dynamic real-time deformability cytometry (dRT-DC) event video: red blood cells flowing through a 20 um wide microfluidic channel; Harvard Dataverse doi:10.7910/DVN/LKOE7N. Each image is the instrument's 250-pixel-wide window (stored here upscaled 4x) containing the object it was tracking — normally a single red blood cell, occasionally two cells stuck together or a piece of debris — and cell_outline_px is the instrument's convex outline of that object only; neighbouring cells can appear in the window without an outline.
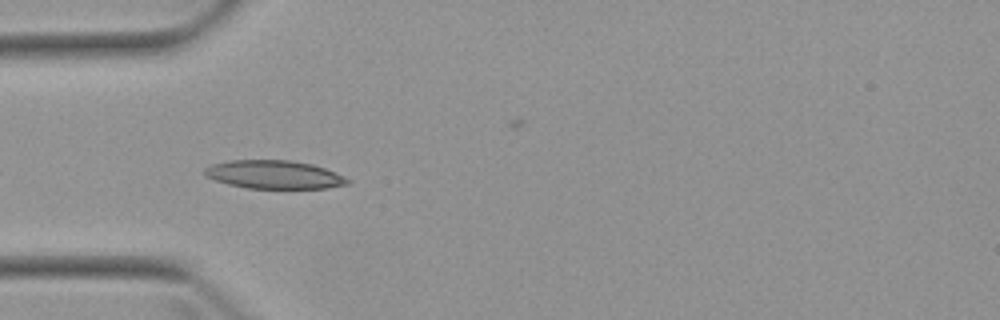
{"species": "Egyptian fruit bat (a non-hibernating species)", "species_latin": "Rousettus aegyptiacus", "temperature_condition": "warm", "stored_images_in_passage": 5, "camera_frame_rate_fps": 3000, "um_per_image_px": 0.085, "animal": {"sex": "female"}, "frame": {"image": 1, "passage_image": 4, "time_ms": 3.667, "image_size_px": [1000, 320], "cell_outline_px": [[352, 180], [348, 184], [324, 188], [248, 188], [228, 184], [204, 176], [204, 168], [212, 164], [228, 160], [288, 160], [312, 164], [324, 168], [344, 176]], "centroid_in_image_um": [23.28, 14.83], "position_along_channel_um": 61.7, "area_um2": 23.52}}
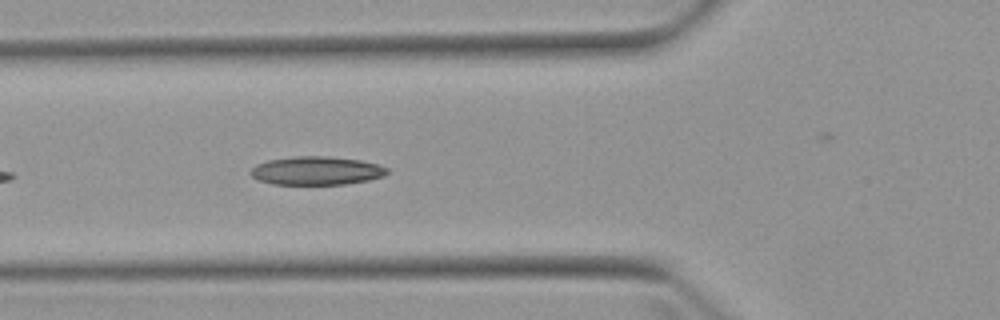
{"frame": {"image": 2, "passage_image": 5, "time_ms": 4.667, "image_size_px": [1000, 320], "cell_outline_px": [[392, 172], [384, 176], [368, 180], [344, 184], [272, 184], [260, 180], [252, 176], [248, 172], [256, 164], [268, 160], [292, 156], [328, 156], [360, 160], [380, 164], [388, 168]], "centroid_in_image_um": [26.94, 14.5], "position_along_channel_um": 98.9, "area_um2": 22.83}}